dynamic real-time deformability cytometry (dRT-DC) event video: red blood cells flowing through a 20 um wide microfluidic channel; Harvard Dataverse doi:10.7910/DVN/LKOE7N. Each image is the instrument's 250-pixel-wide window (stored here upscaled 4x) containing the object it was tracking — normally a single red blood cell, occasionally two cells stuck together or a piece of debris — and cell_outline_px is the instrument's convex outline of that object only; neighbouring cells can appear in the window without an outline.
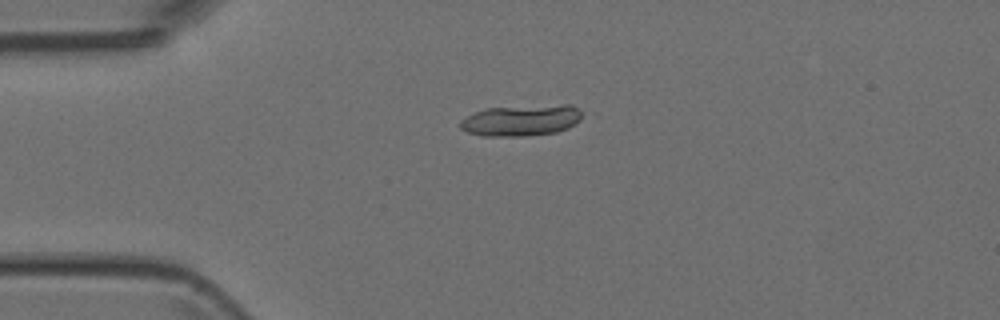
{"species": "Egyptian fruit bat (a non-hibernating species)", "species_latin": "Rousettus aegyptiacus", "temperature_condition": "room temperature", "stored_images_in_passage": 50, "camera_frame_rate_fps": 3000, "um_per_image_px": 0.085, "animal": {"sex": "female"}, "frame": {"image": 1, "passage_image": 12, "time_ms": 3.667, "image_size_px": [1000, 320], "cell_outline_px": [[580, 120], [568, 128], [556, 132], [528, 136], [480, 136], [468, 132], [460, 128], [460, 120], [476, 112], [488, 108], [564, 104], [572, 104], [580, 112]], "centroid_in_image_um": [44.3, 10.24], "position_along_channel_um": 40.7, "area_um2": 22.02}}
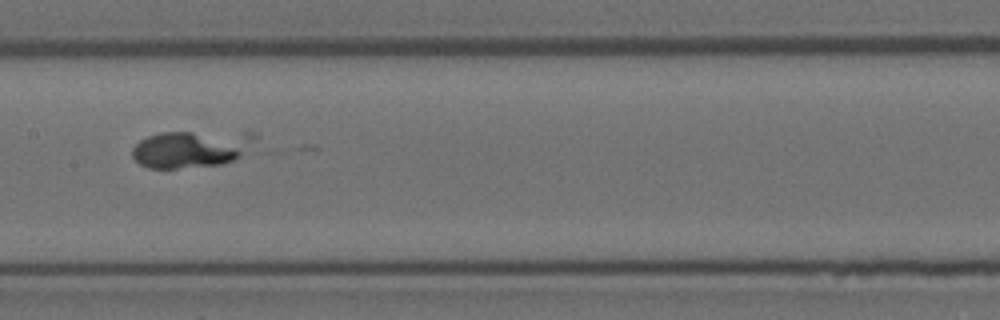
{"frame": {"image": 2, "passage_image": 25, "time_ms": 8.0, "image_size_px": [1000, 320], "cell_outline_px": [[256, 136], [240, 156], [224, 164], [176, 168], [148, 168], [140, 164], [132, 156], [132, 148], [140, 140], [148, 136], [160, 132], [252, 132]], "centroid_in_image_um": [16.19, 12.65], "position_along_channel_um": 191.2, "area_um2": 26.24}}
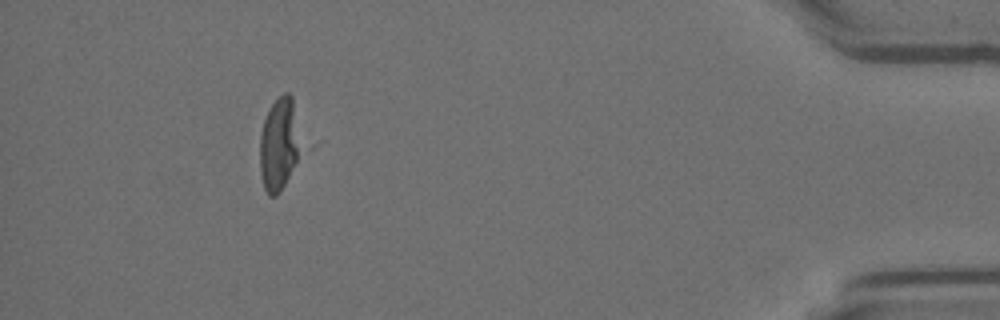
{"frame": {"image": 3, "passage_image": 46, "time_ms": 15.0, "image_size_px": [1000, 320], "cell_outline_px": [[300, 148], [296, 160], [280, 192], [276, 196], [268, 196], [264, 188], [260, 172], [260, 132], [268, 108], [284, 92], [288, 92], [292, 96]], "centroid_in_image_um": [23.67, 12.26], "position_along_channel_um": 411.5, "area_um2": 21.56}}